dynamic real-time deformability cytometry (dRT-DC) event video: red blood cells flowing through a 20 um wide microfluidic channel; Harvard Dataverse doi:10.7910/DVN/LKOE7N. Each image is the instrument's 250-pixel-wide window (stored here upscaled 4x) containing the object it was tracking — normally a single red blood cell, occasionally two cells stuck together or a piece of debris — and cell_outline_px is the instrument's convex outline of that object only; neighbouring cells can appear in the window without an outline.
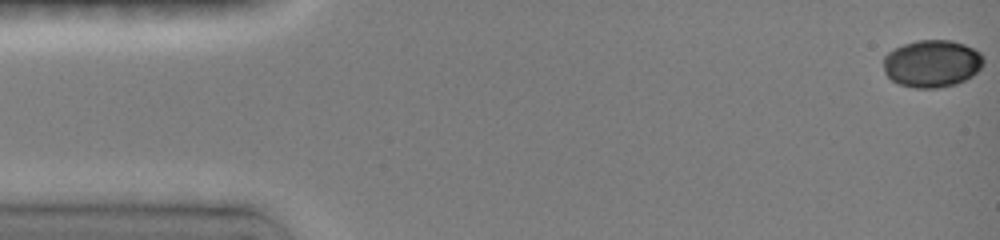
{"species": "common noctule bat (a hibernating species)", "species_latin": "Nyctalus noctula", "temperature_condition": "room temperature", "stored_images_in_passage": 14, "camera_frame_rate_fps": 3000, "um_per_image_px": 0.085, "animal": {"sex": "female", "body_mass_g": 19.0, "forearm_length_mm": 51.5}, "frame": {"image": 1, "passage_image": 1, "time_ms": 0.0, "image_size_px": [1000, 240], "cell_outline_px": [[984, 64], [972, 76], [956, 84], [940, 88], [912, 88], [900, 84], [892, 80], [884, 72], [884, 56], [888, 52], [904, 44], [916, 40], [952, 40], [964, 44], [980, 52], [984, 56]], "centroid_in_image_um": [79.23, 5.4], "position_along_channel_um": 5.8, "area_um2": 27.74}}
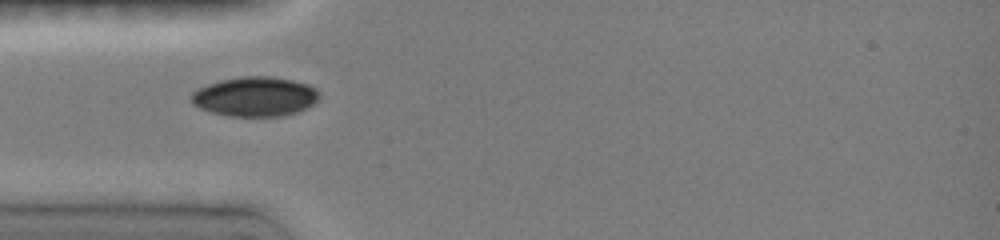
{"frame": {"image": 2, "passage_image": 13, "time_ms": 4.667, "image_size_px": [1000, 240], "cell_outline_px": [[320, 96], [308, 108], [300, 112], [284, 116], [228, 116], [212, 112], [200, 108], [192, 104], [192, 92], [208, 84], [220, 80], [240, 76], [272, 76], [292, 80], [308, 84], [316, 88]], "centroid_in_image_um": [21.71, 8.21], "position_along_channel_um": 63.3, "area_um2": 29.65}}